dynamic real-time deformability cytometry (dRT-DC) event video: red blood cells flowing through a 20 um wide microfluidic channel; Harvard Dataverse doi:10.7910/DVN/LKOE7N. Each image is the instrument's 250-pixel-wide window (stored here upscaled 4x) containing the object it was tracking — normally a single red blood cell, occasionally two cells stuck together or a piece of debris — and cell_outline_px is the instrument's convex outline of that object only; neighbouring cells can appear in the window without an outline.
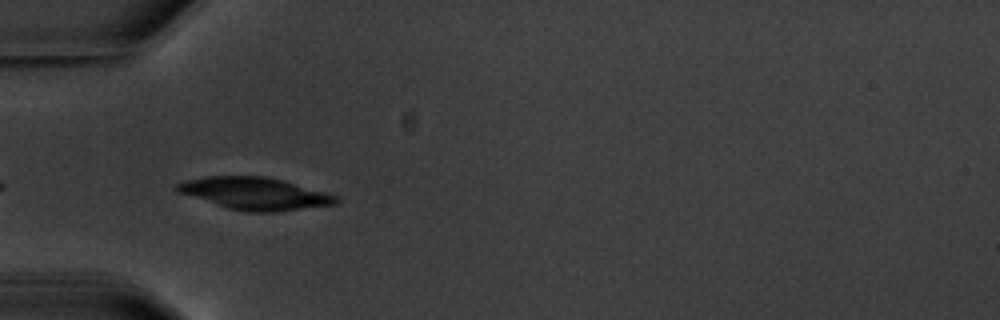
{"species": "common noctule bat (a hibernating species)", "species_latin": "Nyctalus noctula", "temperature_condition": "warm", "stored_images_in_passage": 5, "camera_frame_rate_fps": 3000, "um_per_image_px": 0.085, "animal": {"sex": "male", "body_mass_g": 20.1, "forearm_length_mm": 53.5}, "frame": {"image": 1, "passage_image": 5, "time_ms": 5.333, "image_size_px": [1000, 320], "cell_outline_px": [[340, 200], [336, 204], [276, 212], [248, 212], [228, 208], [180, 192], [172, 188], [176, 184], [188, 180], [208, 176], [268, 176], [284, 180], [324, 192], [336, 196]], "centroid_in_image_um": [21.69, 16.44], "position_along_channel_um": 63.3, "area_um2": 29.54}}